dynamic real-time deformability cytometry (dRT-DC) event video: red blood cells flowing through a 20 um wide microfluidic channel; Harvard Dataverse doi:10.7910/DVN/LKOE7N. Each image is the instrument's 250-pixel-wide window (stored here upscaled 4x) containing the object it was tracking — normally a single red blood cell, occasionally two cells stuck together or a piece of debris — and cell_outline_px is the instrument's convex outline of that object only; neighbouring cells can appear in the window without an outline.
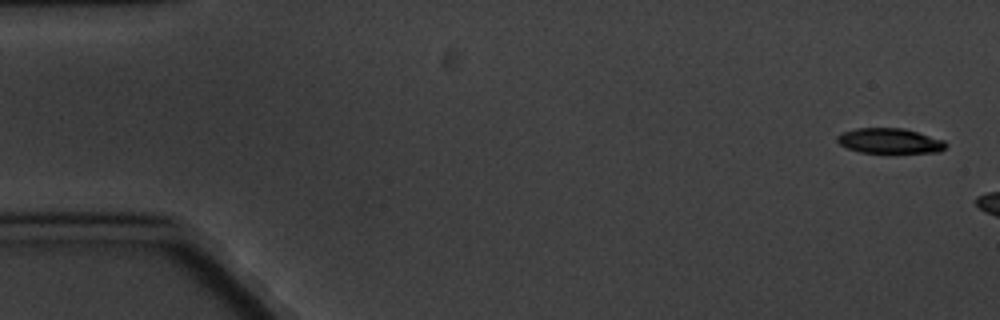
{"species": "common noctule bat (a hibernating species)", "species_latin": "Nyctalus noctula", "temperature_condition": "cold", "stored_images_in_passage": 3, "camera_frame_rate_fps": 3000, "um_per_image_px": 0.085, "animal": {"sex": "male", "body_mass_g": 20.1, "forearm_length_mm": 53.5}, "frame": {"image": 1, "passage_image": 1, "time_ms": 0.0, "image_size_px": [1000, 320], "cell_outline_px": [[948, 144], [940, 152], [860, 152], [848, 148], [840, 144], [836, 140], [836, 136], [840, 132], [856, 128], [904, 128], [944, 140]], "centroid_in_image_um": [75.6, 11.96], "position_along_channel_um": 9.4, "area_um2": 15.84}}